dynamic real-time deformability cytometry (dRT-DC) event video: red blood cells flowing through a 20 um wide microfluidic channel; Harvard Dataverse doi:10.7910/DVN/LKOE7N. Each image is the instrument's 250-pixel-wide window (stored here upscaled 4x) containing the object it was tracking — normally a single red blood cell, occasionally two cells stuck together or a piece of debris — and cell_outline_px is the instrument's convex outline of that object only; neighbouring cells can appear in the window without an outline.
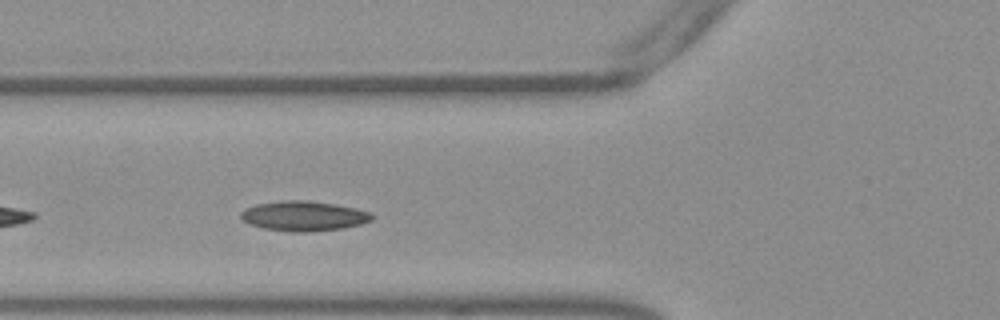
{"species": "Egyptian fruit bat (a non-hibernating species)", "species_latin": "Rousettus aegyptiacus", "temperature_condition": "warm", "stored_images_in_passage": 28, "camera_frame_rate_fps": 3000, "um_per_image_px": 0.085, "frame": {"image": 1, "passage_image": 5, "time_ms": 1.333, "image_size_px": [1000, 320], "cell_outline_px": [[376, 216], [372, 220], [360, 224], [340, 228], [308, 232], [292, 232], [264, 228], [252, 224], [244, 220], [240, 216], [240, 212], [244, 208], [256, 204], [280, 200], [308, 200], [336, 204], [356, 208], [372, 212]], "centroid_in_image_um": [25.84, 18.34], "position_along_channel_um": 100.0, "area_um2": 22.95}}
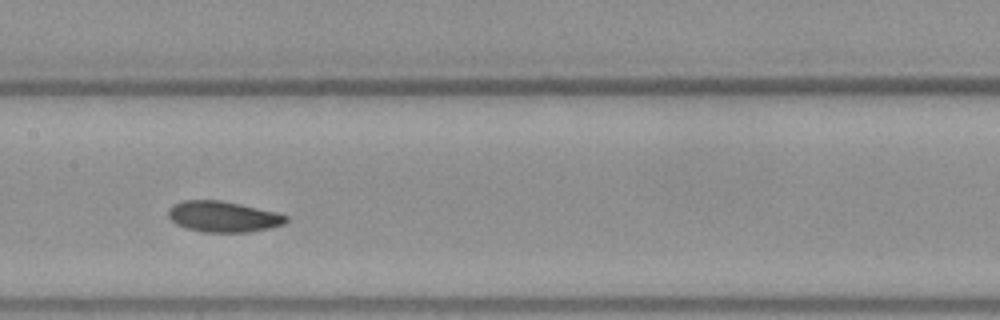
{"frame": {"image": 2, "passage_image": 12, "time_ms": 3.667, "image_size_px": [1000, 320], "cell_outline_px": [[288, 220], [284, 224], [252, 232], [204, 232], [184, 228], [176, 224], [168, 216], [168, 208], [172, 204], [184, 200], [220, 200], [240, 204], [276, 212], [288, 216]], "centroid_in_image_um": [18.94, 18.41], "position_along_channel_um": 188.5, "area_um2": 21.27}}
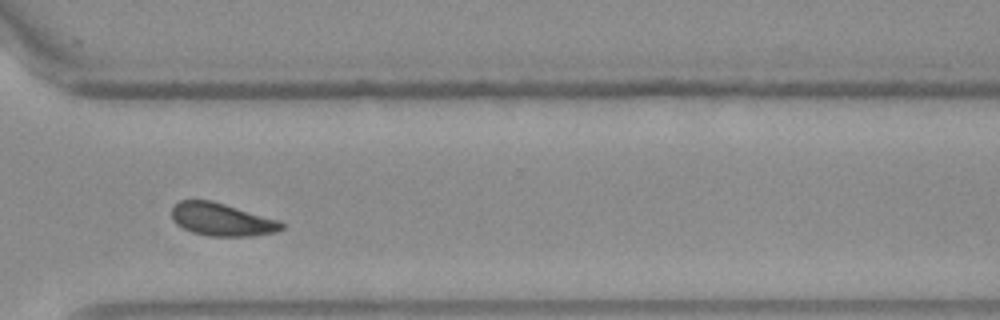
{"frame": {"image": 3, "passage_image": 25, "time_ms": 8.0, "image_size_px": [1000, 320], "cell_outline_px": [[284, 228], [276, 232], [252, 236], [208, 236], [192, 232], [176, 224], [172, 220], [172, 204], [180, 200], [212, 200], [280, 220], [284, 224]], "centroid_in_image_um": [18.85, 18.65], "position_along_channel_um": 351.8, "area_um2": 21.21}, "authors_computed_cell_mechanics": {"area_um2": 21.2993, "velocity_mm_per_s": 3.771, "shape_relaxation_time_tau1_ms": 5.952, "shape_relaxation_time_tau2_ms": 2.919, "deformation_change_tau1": 0.1092, "deformation_change_tau2": 0.0794}}